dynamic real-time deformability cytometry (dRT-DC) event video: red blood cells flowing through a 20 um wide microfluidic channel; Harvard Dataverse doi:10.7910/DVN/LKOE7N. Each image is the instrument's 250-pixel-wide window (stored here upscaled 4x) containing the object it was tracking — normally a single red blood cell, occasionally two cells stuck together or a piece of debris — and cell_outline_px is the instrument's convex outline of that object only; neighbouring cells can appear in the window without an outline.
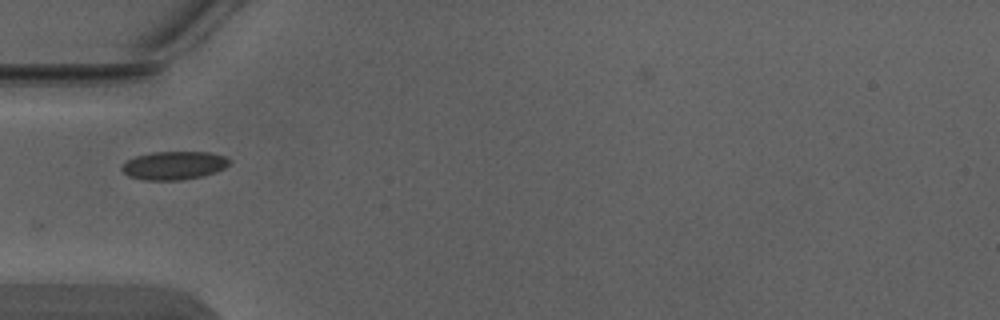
{"species": "Egyptian fruit bat (a non-hibernating species)", "species_latin": "Rousettus aegyptiacus", "temperature_condition": "warm", "stored_images_in_passage": 2, "camera_frame_rate_fps": 3000, "um_per_image_px": 0.085, "animal": {"sex": "male"}, "frame": {"image": 1, "passage_image": 1, "time_ms": 0.0, "image_size_px": [1000, 320], "cell_outline_px": [[232, 160], [224, 168], [216, 172], [200, 176], [180, 180], [144, 180], [128, 176], [120, 168], [120, 164], [136, 156], [152, 152], [208, 152], [224, 156]], "centroid_in_image_um": [14.76, 14.06], "position_along_channel_um": 70.2, "area_um2": 17.74}}